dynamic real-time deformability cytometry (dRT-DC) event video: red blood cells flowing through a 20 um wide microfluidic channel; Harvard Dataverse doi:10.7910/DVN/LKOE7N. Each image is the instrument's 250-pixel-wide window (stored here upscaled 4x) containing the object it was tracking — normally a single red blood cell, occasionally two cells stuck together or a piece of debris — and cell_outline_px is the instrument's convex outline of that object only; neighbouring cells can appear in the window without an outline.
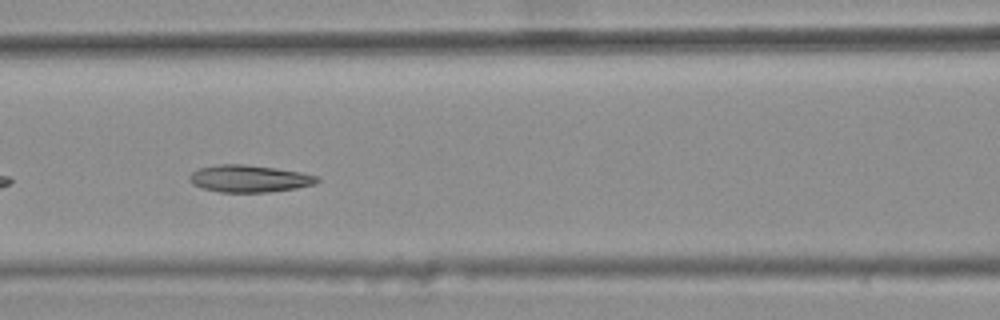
{"species": "common noctule bat (a hibernating species)", "species_latin": "Nyctalus noctula", "temperature_condition": "warm", "stored_images_in_passage": 17, "camera_frame_rate_fps": 3000, "um_per_image_px": 0.085, "animal": {"sex": "female", "body_mass_g": 25.1}, "frame": {"image": 1, "passage_image": 8, "time_ms": 2.333, "image_size_px": [1000, 320], "cell_outline_px": [[320, 180], [312, 184], [296, 188], [268, 192], [220, 192], [200, 188], [192, 184], [188, 180], [188, 176], [196, 168], [216, 164], [244, 164], [276, 168], [300, 172], [316, 176]], "centroid_in_image_um": [21.09, 15.17], "position_along_channel_um": 145.5, "area_um2": 20.29}}
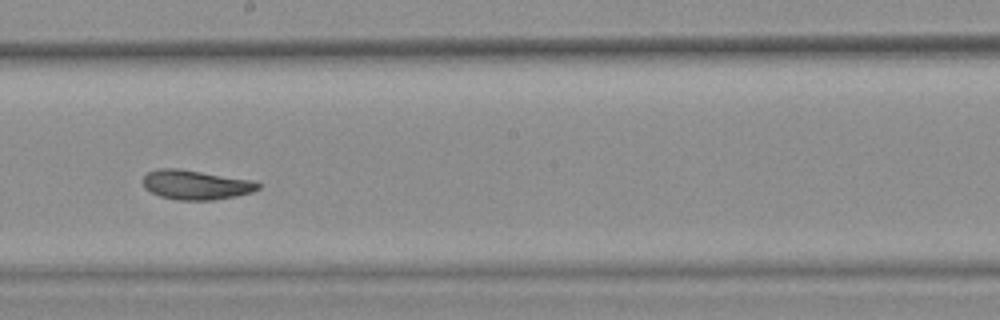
{"frame": {"image": 2, "passage_image": 15, "time_ms": 4.667, "image_size_px": [1000, 320], "cell_outline_px": [[260, 188], [252, 192], [236, 196], [216, 200], [180, 200], [160, 196], [144, 188], [140, 180], [148, 172], [160, 168], [180, 168], [256, 180], [260, 184]], "centroid_in_image_um": [16.66, 15.69], "position_along_channel_um": 231.5, "area_um2": 20.17}}